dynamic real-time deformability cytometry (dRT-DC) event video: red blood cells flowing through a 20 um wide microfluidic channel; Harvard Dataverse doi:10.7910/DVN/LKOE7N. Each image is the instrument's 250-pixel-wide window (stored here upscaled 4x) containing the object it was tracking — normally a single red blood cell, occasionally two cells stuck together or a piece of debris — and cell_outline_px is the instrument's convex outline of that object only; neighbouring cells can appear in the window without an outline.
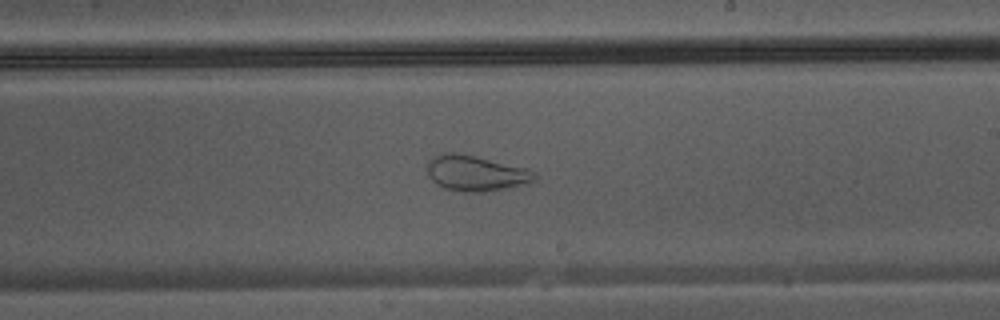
{"species": "Egyptian fruit bat (a non-hibernating species)", "species_latin": "Rousettus aegyptiacus", "temperature_condition": "warm", "stored_images_in_passage": 42, "camera_frame_rate_fps": 3000, "um_per_image_px": 0.085, "animal": {"sex": "male"}, "frame": {"image": 1, "passage_image": 27, "time_ms": 8.667, "image_size_px": [1000, 320], "cell_outline_px": [[536, 180], [524, 184], [508, 188], [480, 192], [468, 192], [444, 188], [436, 184], [428, 176], [424, 168], [428, 160], [432, 156], [444, 152], [452, 152], [476, 156], [528, 168], [536, 172]], "centroid_in_image_um": [40.4, 14.71], "position_along_channel_um": 248.6, "area_um2": 22.6}}